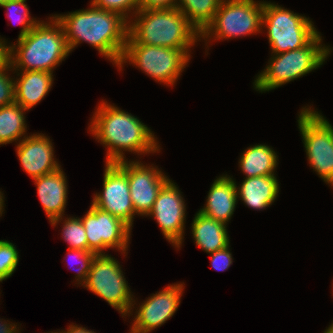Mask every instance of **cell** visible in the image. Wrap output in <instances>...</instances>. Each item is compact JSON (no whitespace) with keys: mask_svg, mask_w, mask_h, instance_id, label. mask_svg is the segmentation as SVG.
Listing matches in <instances>:
<instances>
[{"mask_svg":"<svg viewBox=\"0 0 333 333\" xmlns=\"http://www.w3.org/2000/svg\"><path fill=\"white\" fill-rule=\"evenodd\" d=\"M54 16L62 25L69 51L85 41L119 65L128 37V20L92 4L91 8Z\"/></svg>","mask_w":333,"mask_h":333,"instance_id":"6da1fadb","label":"cell"},{"mask_svg":"<svg viewBox=\"0 0 333 333\" xmlns=\"http://www.w3.org/2000/svg\"><path fill=\"white\" fill-rule=\"evenodd\" d=\"M90 132L107 146L106 163L125 161L123 151L146 154L160 149L151 129L137 117L104 101L92 118Z\"/></svg>","mask_w":333,"mask_h":333,"instance_id":"7a4b0ae2","label":"cell"},{"mask_svg":"<svg viewBox=\"0 0 333 333\" xmlns=\"http://www.w3.org/2000/svg\"><path fill=\"white\" fill-rule=\"evenodd\" d=\"M134 16V22L128 21L126 44L190 49L201 38L200 32L176 7L139 10Z\"/></svg>","mask_w":333,"mask_h":333,"instance_id":"3957f363","label":"cell"},{"mask_svg":"<svg viewBox=\"0 0 333 333\" xmlns=\"http://www.w3.org/2000/svg\"><path fill=\"white\" fill-rule=\"evenodd\" d=\"M49 21H39L24 37L17 39V45H10L13 71L37 70L53 73L52 69L69 55L61 23L55 16H51Z\"/></svg>","mask_w":333,"mask_h":333,"instance_id":"277c9868","label":"cell"},{"mask_svg":"<svg viewBox=\"0 0 333 333\" xmlns=\"http://www.w3.org/2000/svg\"><path fill=\"white\" fill-rule=\"evenodd\" d=\"M321 42L318 33L300 49L274 54L254 80V88L259 92L273 90L320 67L332 51Z\"/></svg>","mask_w":333,"mask_h":333,"instance_id":"5b68a950","label":"cell"},{"mask_svg":"<svg viewBox=\"0 0 333 333\" xmlns=\"http://www.w3.org/2000/svg\"><path fill=\"white\" fill-rule=\"evenodd\" d=\"M264 25L272 54L300 49L319 33L309 18L266 1L263 2Z\"/></svg>","mask_w":333,"mask_h":333,"instance_id":"8992f818","label":"cell"},{"mask_svg":"<svg viewBox=\"0 0 333 333\" xmlns=\"http://www.w3.org/2000/svg\"><path fill=\"white\" fill-rule=\"evenodd\" d=\"M190 49H173L163 46L126 44L118 65L129 62L140 68L155 81L174 85L190 60Z\"/></svg>","mask_w":333,"mask_h":333,"instance_id":"52a82bcc","label":"cell"},{"mask_svg":"<svg viewBox=\"0 0 333 333\" xmlns=\"http://www.w3.org/2000/svg\"><path fill=\"white\" fill-rule=\"evenodd\" d=\"M297 121L310 166L333 187V126L311 107H303Z\"/></svg>","mask_w":333,"mask_h":333,"instance_id":"ba28073f","label":"cell"},{"mask_svg":"<svg viewBox=\"0 0 333 333\" xmlns=\"http://www.w3.org/2000/svg\"><path fill=\"white\" fill-rule=\"evenodd\" d=\"M262 17V1L222 0L212 22L201 33V37L205 40L214 36V39L219 40L260 33Z\"/></svg>","mask_w":333,"mask_h":333,"instance_id":"9c48e42d","label":"cell"},{"mask_svg":"<svg viewBox=\"0 0 333 333\" xmlns=\"http://www.w3.org/2000/svg\"><path fill=\"white\" fill-rule=\"evenodd\" d=\"M82 286L108 302L122 317L132 314L134 296L119 262L111 255L104 253L94 256L87 280Z\"/></svg>","mask_w":333,"mask_h":333,"instance_id":"30bf717a","label":"cell"},{"mask_svg":"<svg viewBox=\"0 0 333 333\" xmlns=\"http://www.w3.org/2000/svg\"><path fill=\"white\" fill-rule=\"evenodd\" d=\"M81 221L86 231L88 251L104 254L106 249L117 248L125 254L132 228L123 220L91 203Z\"/></svg>","mask_w":333,"mask_h":333,"instance_id":"8fae6325","label":"cell"},{"mask_svg":"<svg viewBox=\"0 0 333 333\" xmlns=\"http://www.w3.org/2000/svg\"><path fill=\"white\" fill-rule=\"evenodd\" d=\"M92 204L99 209L119 217L131 228L135 216L130 197L127 174L116 164L106 163L103 177V191L96 193Z\"/></svg>","mask_w":333,"mask_h":333,"instance_id":"7c38bea8","label":"cell"},{"mask_svg":"<svg viewBox=\"0 0 333 333\" xmlns=\"http://www.w3.org/2000/svg\"><path fill=\"white\" fill-rule=\"evenodd\" d=\"M116 164L127 174L135 213L147 216L152 210L158 192L169 178L158 168L143 165L141 161L125 160Z\"/></svg>","mask_w":333,"mask_h":333,"instance_id":"4fadbf2b","label":"cell"},{"mask_svg":"<svg viewBox=\"0 0 333 333\" xmlns=\"http://www.w3.org/2000/svg\"><path fill=\"white\" fill-rule=\"evenodd\" d=\"M186 205L180 190L172 180H168L158 192L152 216L158 222L164 237L178 249L181 247L185 229Z\"/></svg>","mask_w":333,"mask_h":333,"instance_id":"5bb4252c","label":"cell"},{"mask_svg":"<svg viewBox=\"0 0 333 333\" xmlns=\"http://www.w3.org/2000/svg\"><path fill=\"white\" fill-rule=\"evenodd\" d=\"M183 290V284H172L147 298L136 310L131 329L138 333H149L163 325L177 311Z\"/></svg>","mask_w":333,"mask_h":333,"instance_id":"9a60e30c","label":"cell"},{"mask_svg":"<svg viewBox=\"0 0 333 333\" xmlns=\"http://www.w3.org/2000/svg\"><path fill=\"white\" fill-rule=\"evenodd\" d=\"M17 144V156L23 170L32 179L54 172L61 167L54 159V148L50 138L44 134H31Z\"/></svg>","mask_w":333,"mask_h":333,"instance_id":"2e32d148","label":"cell"},{"mask_svg":"<svg viewBox=\"0 0 333 333\" xmlns=\"http://www.w3.org/2000/svg\"><path fill=\"white\" fill-rule=\"evenodd\" d=\"M37 194L52 226L61 222L67 201V179L61 168L33 179Z\"/></svg>","mask_w":333,"mask_h":333,"instance_id":"e0dca14e","label":"cell"},{"mask_svg":"<svg viewBox=\"0 0 333 333\" xmlns=\"http://www.w3.org/2000/svg\"><path fill=\"white\" fill-rule=\"evenodd\" d=\"M237 196L236 182L230 176L222 175L211 185L206 204L199 212L227 225L238 202Z\"/></svg>","mask_w":333,"mask_h":333,"instance_id":"ac0fdd59","label":"cell"},{"mask_svg":"<svg viewBox=\"0 0 333 333\" xmlns=\"http://www.w3.org/2000/svg\"><path fill=\"white\" fill-rule=\"evenodd\" d=\"M52 74L37 70L20 71V78L15 79V102L26 110L41 102L52 87Z\"/></svg>","mask_w":333,"mask_h":333,"instance_id":"d6986e66","label":"cell"},{"mask_svg":"<svg viewBox=\"0 0 333 333\" xmlns=\"http://www.w3.org/2000/svg\"><path fill=\"white\" fill-rule=\"evenodd\" d=\"M278 192L279 183L275 175L245 178L240 187L237 186V197L245 205L259 210L271 206Z\"/></svg>","mask_w":333,"mask_h":333,"instance_id":"ffe728a7","label":"cell"},{"mask_svg":"<svg viewBox=\"0 0 333 333\" xmlns=\"http://www.w3.org/2000/svg\"><path fill=\"white\" fill-rule=\"evenodd\" d=\"M191 227L196 245L206 253L224 249L230 244L226 224L205 216L199 211Z\"/></svg>","mask_w":333,"mask_h":333,"instance_id":"44dd1931","label":"cell"},{"mask_svg":"<svg viewBox=\"0 0 333 333\" xmlns=\"http://www.w3.org/2000/svg\"><path fill=\"white\" fill-rule=\"evenodd\" d=\"M278 157L273 148L257 144L247 148L240 157L239 167L246 178L272 176L277 167Z\"/></svg>","mask_w":333,"mask_h":333,"instance_id":"7402d4cb","label":"cell"},{"mask_svg":"<svg viewBox=\"0 0 333 333\" xmlns=\"http://www.w3.org/2000/svg\"><path fill=\"white\" fill-rule=\"evenodd\" d=\"M24 109L16 102L0 107V145L21 141L25 138L26 126Z\"/></svg>","mask_w":333,"mask_h":333,"instance_id":"603a6c76","label":"cell"},{"mask_svg":"<svg viewBox=\"0 0 333 333\" xmlns=\"http://www.w3.org/2000/svg\"><path fill=\"white\" fill-rule=\"evenodd\" d=\"M222 0H178L177 9L200 32L212 22Z\"/></svg>","mask_w":333,"mask_h":333,"instance_id":"cb8c5ba5","label":"cell"},{"mask_svg":"<svg viewBox=\"0 0 333 333\" xmlns=\"http://www.w3.org/2000/svg\"><path fill=\"white\" fill-rule=\"evenodd\" d=\"M67 219V220H66ZM63 222L62 237L68 243V249H80L88 251L86 231L81 218L69 217Z\"/></svg>","mask_w":333,"mask_h":333,"instance_id":"d4e9b609","label":"cell"},{"mask_svg":"<svg viewBox=\"0 0 333 333\" xmlns=\"http://www.w3.org/2000/svg\"><path fill=\"white\" fill-rule=\"evenodd\" d=\"M25 2H26V0H7L5 3H2L0 5L1 7L5 8L7 10V12L10 11L7 14V16L11 20L12 19L14 20L15 15H17L19 17V18L17 17V19L15 18V21L17 20L16 22L22 26L18 39L24 37L39 22V20L37 21L36 18L33 19L30 17V15H29L30 12H29L28 6H27V4H25ZM18 7H19V9H22V11H20L18 9ZM11 9H12V11H11Z\"/></svg>","mask_w":333,"mask_h":333,"instance_id":"484cf974","label":"cell"},{"mask_svg":"<svg viewBox=\"0 0 333 333\" xmlns=\"http://www.w3.org/2000/svg\"><path fill=\"white\" fill-rule=\"evenodd\" d=\"M19 252L15 245L7 240H0V282L9 278L19 262Z\"/></svg>","mask_w":333,"mask_h":333,"instance_id":"4316f807","label":"cell"},{"mask_svg":"<svg viewBox=\"0 0 333 333\" xmlns=\"http://www.w3.org/2000/svg\"><path fill=\"white\" fill-rule=\"evenodd\" d=\"M91 4L99 9L116 12L127 20L131 10L134 15L139 11L140 0H92Z\"/></svg>","mask_w":333,"mask_h":333,"instance_id":"83f0119b","label":"cell"},{"mask_svg":"<svg viewBox=\"0 0 333 333\" xmlns=\"http://www.w3.org/2000/svg\"><path fill=\"white\" fill-rule=\"evenodd\" d=\"M68 254H69V258H71V257L74 259L76 258L75 260L80 263V266L78 267L79 269H77L78 272H77V276H76L77 277L76 281L79 282L78 284L82 283L81 285H83L87 280V276L90 271L92 260L96 254L92 251H86V250H80V249H68ZM70 261H72V259Z\"/></svg>","mask_w":333,"mask_h":333,"instance_id":"f1b7e54d","label":"cell"},{"mask_svg":"<svg viewBox=\"0 0 333 333\" xmlns=\"http://www.w3.org/2000/svg\"><path fill=\"white\" fill-rule=\"evenodd\" d=\"M12 69L10 63L0 69V107L15 102V80L6 73Z\"/></svg>","mask_w":333,"mask_h":333,"instance_id":"f546056e","label":"cell"},{"mask_svg":"<svg viewBox=\"0 0 333 333\" xmlns=\"http://www.w3.org/2000/svg\"><path fill=\"white\" fill-rule=\"evenodd\" d=\"M230 246L228 245L226 248L217 250L213 253H210L211 264L214 269L217 271H225L230 267L233 262L232 254L229 251Z\"/></svg>","mask_w":333,"mask_h":333,"instance_id":"4dcf8cb0","label":"cell"},{"mask_svg":"<svg viewBox=\"0 0 333 333\" xmlns=\"http://www.w3.org/2000/svg\"><path fill=\"white\" fill-rule=\"evenodd\" d=\"M177 0H140L139 10H159L177 7Z\"/></svg>","mask_w":333,"mask_h":333,"instance_id":"1f68e13d","label":"cell"},{"mask_svg":"<svg viewBox=\"0 0 333 333\" xmlns=\"http://www.w3.org/2000/svg\"><path fill=\"white\" fill-rule=\"evenodd\" d=\"M0 37V69L5 68L10 63V46Z\"/></svg>","mask_w":333,"mask_h":333,"instance_id":"d6a6232c","label":"cell"},{"mask_svg":"<svg viewBox=\"0 0 333 333\" xmlns=\"http://www.w3.org/2000/svg\"><path fill=\"white\" fill-rule=\"evenodd\" d=\"M0 319V333H19V331L17 330V328L19 329V327H17V325H15L14 323H7L5 320Z\"/></svg>","mask_w":333,"mask_h":333,"instance_id":"836d02e7","label":"cell"},{"mask_svg":"<svg viewBox=\"0 0 333 333\" xmlns=\"http://www.w3.org/2000/svg\"><path fill=\"white\" fill-rule=\"evenodd\" d=\"M59 333H95L94 331H90L88 329H86L85 327L83 328L82 326L78 325H70L69 328L67 329V331H60Z\"/></svg>","mask_w":333,"mask_h":333,"instance_id":"e575fe53","label":"cell"},{"mask_svg":"<svg viewBox=\"0 0 333 333\" xmlns=\"http://www.w3.org/2000/svg\"><path fill=\"white\" fill-rule=\"evenodd\" d=\"M4 196H3V194H2V192L0 191V217L2 216V214H3V207H4Z\"/></svg>","mask_w":333,"mask_h":333,"instance_id":"d590c367","label":"cell"},{"mask_svg":"<svg viewBox=\"0 0 333 333\" xmlns=\"http://www.w3.org/2000/svg\"><path fill=\"white\" fill-rule=\"evenodd\" d=\"M324 333H333V323L324 331Z\"/></svg>","mask_w":333,"mask_h":333,"instance_id":"8d00e7d4","label":"cell"},{"mask_svg":"<svg viewBox=\"0 0 333 333\" xmlns=\"http://www.w3.org/2000/svg\"><path fill=\"white\" fill-rule=\"evenodd\" d=\"M7 0H0V5L2 4V3H5Z\"/></svg>","mask_w":333,"mask_h":333,"instance_id":"74e56055","label":"cell"},{"mask_svg":"<svg viewBox=\"0 0 333 333\" xmlns=\"http://www.w3.org/2000/svg\"><path fill=\"white\" fill-rule=\"evenodd\" d=\"M130 333H138V332L131 329Z\"/></svg>","mask_w":333,"mask_h":333,"instance_id":"f35d334b","label":"cell"}]
</instances>
